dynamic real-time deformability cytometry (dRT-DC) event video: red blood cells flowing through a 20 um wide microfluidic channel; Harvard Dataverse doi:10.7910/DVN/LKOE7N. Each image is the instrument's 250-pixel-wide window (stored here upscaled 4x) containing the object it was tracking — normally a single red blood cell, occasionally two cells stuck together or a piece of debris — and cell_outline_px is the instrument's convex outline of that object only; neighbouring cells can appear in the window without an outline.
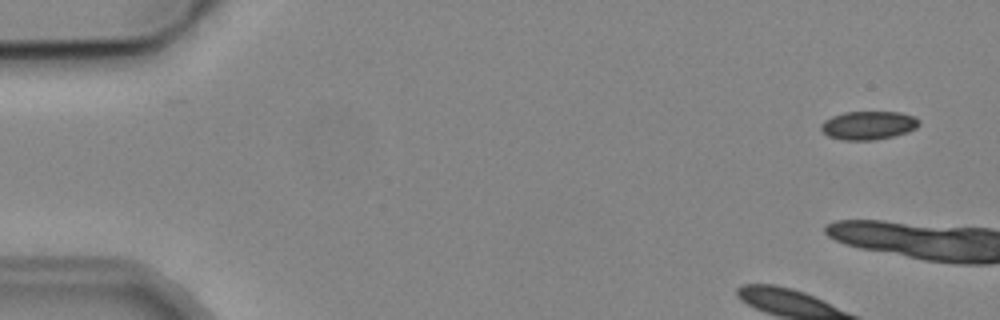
{"species": "common noctule bat (a hibernating species)", "species_latin": "Nyctalus noctula", "temperature_condition": "cold", "stored_images_in_passage": 14, "camera_frame_rate_fps": 3000, "um_per_image_px": 0.085, "animal": {"sex": "male", "body_mass_g": 19.2, "forearm_length_mm": 51.8}, "frame": {"image": 1, "passage_image": 1, "time_ms": 0.0, "image_size_px": [1000, 320], "cell_outline_px": [[920, 124], [916, 128], [908, 132], [876, 140], [844, 140], [828, 136], [820, 128], [820, 124], [824, 120], [832, 116], [844, 112], [900, 112], [916, 116], [920, 120]], "centroid_in_image_um": [73.83, 10.65], "position_along_channel_um": 11.2, "area_um2": 16.42}}
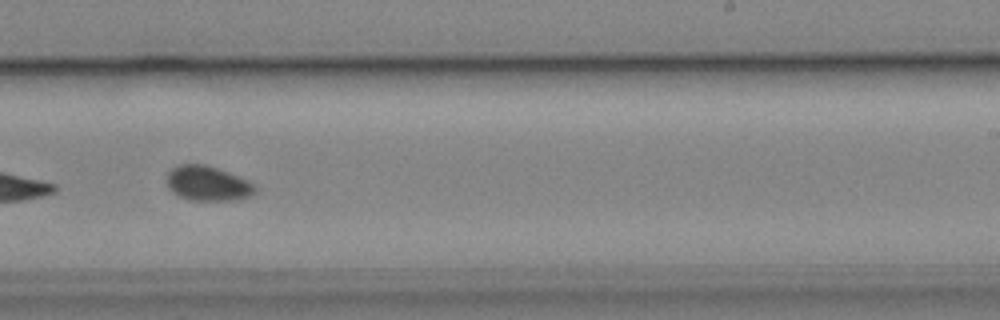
{"frame": {"image": 2, "passage_image": 10, "time_ms": 12.0, "image_size_px": [1000, 320], "cell_outline_px": [[256, 192], [248, 196], [232, 200], [188, 200], [172, 192], [168, 188], [168, 172], [172, 168], [180, 164], [204, 164], [228, 172], [248, 180], [256, 184]], "centroid_in_image_um": [17.66, 15.59], "position_along_channel_um": 271.3, "area_um2": 17.8}}